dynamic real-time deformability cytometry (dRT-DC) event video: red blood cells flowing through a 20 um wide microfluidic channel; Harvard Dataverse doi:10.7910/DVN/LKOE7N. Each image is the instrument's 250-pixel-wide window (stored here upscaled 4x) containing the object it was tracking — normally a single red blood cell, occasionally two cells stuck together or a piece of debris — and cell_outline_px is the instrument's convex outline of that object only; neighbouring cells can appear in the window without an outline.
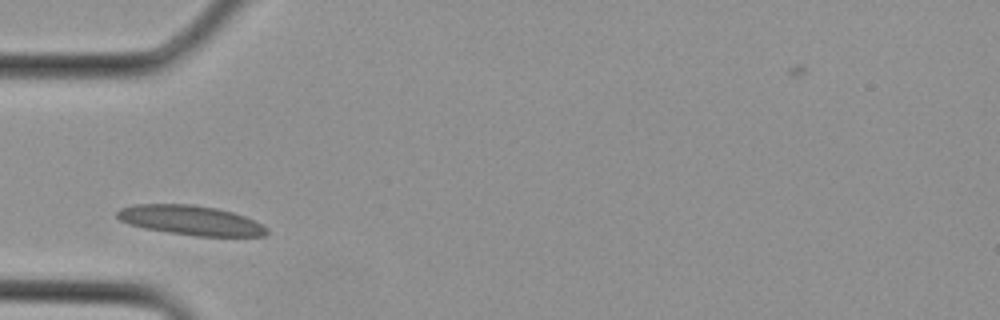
{"species": "Egyptian fruit bat (a non-hibernating species)", "species_latin": "Rousettus aegyptiacus", "temperature_condition": "cold", "stored_images_in_passage": 1, "camera_frame_rate_fps": 3000, "um_per_image_px": 0.085, "animal": {"sex": "female"}, "frame": {"image": 1, "passage_image": 1, "time_ms": 0.0, "image_size_px": [1000, 320], "cell_outline_px": [[268, 232], [264, 236], [196, 236], [168, 232], [144, 228], [128, 224], [120, 220], [116, 216], [116, 212], [120, 208], [136, 204], [192, 204], [216, 208], [232, 212], [244, 216], [268, 228]], "centroid_in_image_um": [16.17, 18.72], "position_along_channel_um": 68.8, "area_um2": 25.72}}